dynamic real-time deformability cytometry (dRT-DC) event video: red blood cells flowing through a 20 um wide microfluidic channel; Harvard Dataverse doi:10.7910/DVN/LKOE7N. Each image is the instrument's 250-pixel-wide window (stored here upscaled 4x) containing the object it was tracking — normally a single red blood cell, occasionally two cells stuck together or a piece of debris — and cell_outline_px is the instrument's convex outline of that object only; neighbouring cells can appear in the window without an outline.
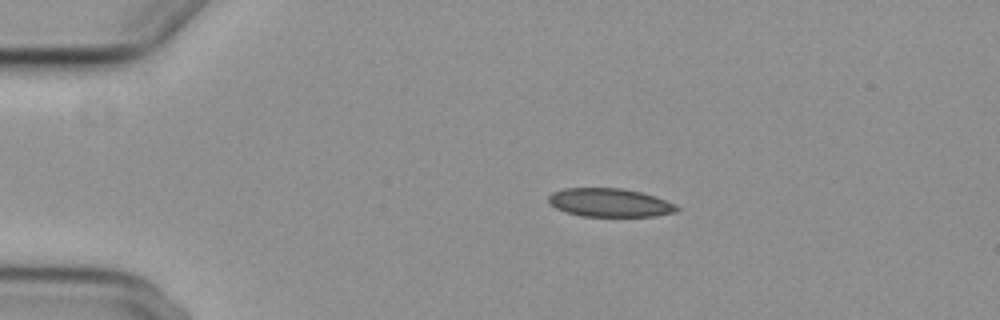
{"species": "common noctule bat (a hibernating species)", "species_latin": "Nyctalus noctula", "temperature_condition": "cold", "stored_images_in_passage": 3, "segment_of_instrument_passage": [1, 2], "camera_frame_rate_fps": 3000, "um_per_image_px": 0.085, "animal": {"sex": "female", "body_mass_g": 29.2, "forearm_length_mm": 56.3}, "frame": {"image": 1, "passage_image": 1, "time_ms": 0.0, "image_size_px": [1000, 320], "cell_outline_px": [[680, 208], [676, 212], [656, 216], [580, 216], [564, 212], [548, 204], [548, 196], [552, 192], [564, 188], [620, 188], [640, 192], [656, 196], [676, 204]], "centroid_in_image_um": [51.81, 17.23], "position_along_channel_um": 33.2, "area_um2": 21.5}}